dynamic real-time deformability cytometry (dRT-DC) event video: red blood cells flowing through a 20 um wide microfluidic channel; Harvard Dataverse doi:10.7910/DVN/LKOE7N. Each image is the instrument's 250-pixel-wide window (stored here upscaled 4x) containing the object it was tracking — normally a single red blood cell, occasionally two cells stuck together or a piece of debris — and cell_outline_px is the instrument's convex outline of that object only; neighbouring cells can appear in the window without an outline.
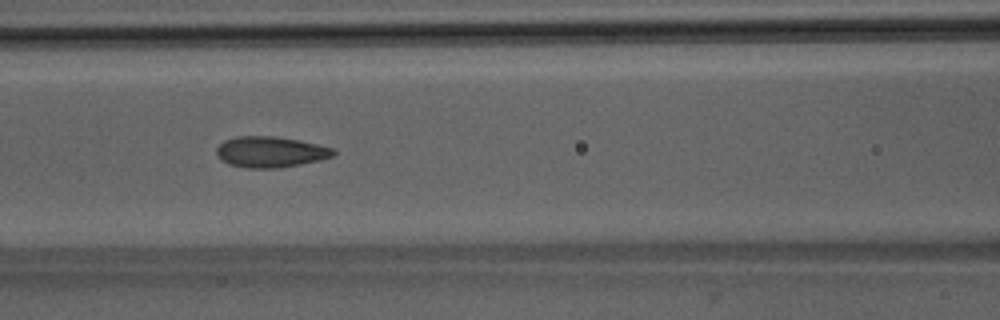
{"species": "Egyptian fruit bat (a non-hibernating species)", "species_latin": "Rousettus aegyptiacus", "temperature_condition": "room temperature", "stored_images_in_passage": 43, "camera_frame_rate_fps": 3000, "um_per_image_px": 0.085, "animal": {"sex": "male"}, "frame": {"image": 1, "passage_image": 14, "time_ms": 4.333, "image_size_px": [1000, 320], "cell_outline_px": [[336, 152], [332, 156], [320, 160], [280, 168], [248, 168], [228, 164], [220, 160], [216, 152], [216, 148], [224, 140], [236, 136], [276, 136], [300, 140], [332, 148]], "centroid_in_image_um": [22.95, 12.91], "position_along_channel_um": 143.6, "area_um2": 21.1}}
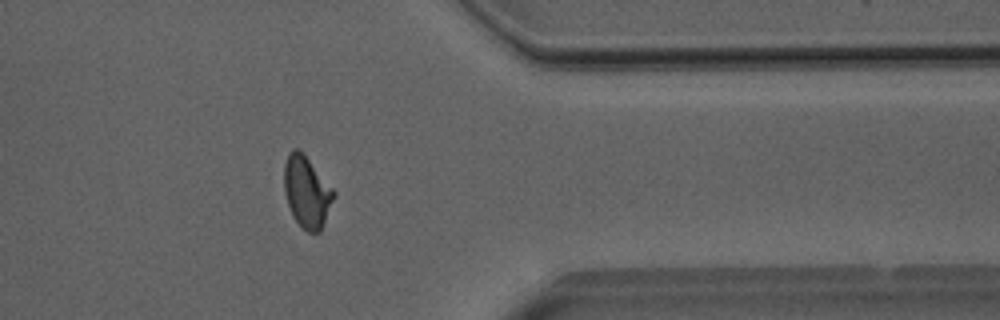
{"frame": {"image": 2, "passage_image": 33, "time_ms": 10.667, "image_size_px": [1000, 320], "cell_outline_px": [[336, 192], [320, 232], [308, 232], [292, 216], [284, 192], [284, 164], [288, 152], [292, 148], [296, 148], [308, 160]], "centroid_in_image_um": [26.05, 16.31], "position_along_channel_um": 385.4, "area_um2": 20.17}}
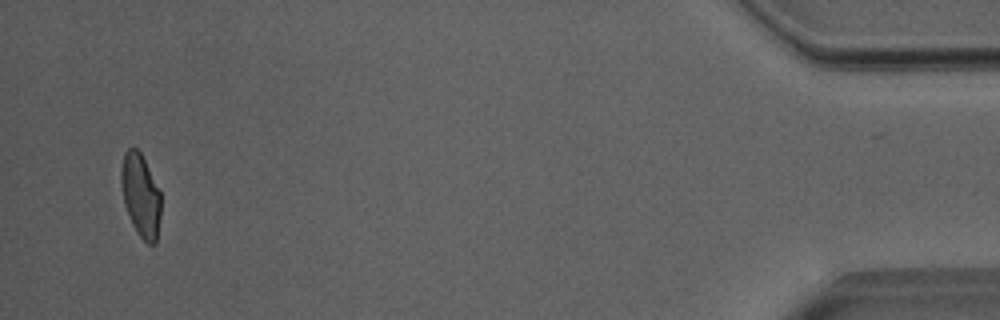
{"frame": {"image": 3, "passage_image": 41, "time_ms": 13.333, "image_size_px": [1000, 320], "cell_outline_px": [[160, 216], [156, 244], [148, 244], [136, 232], [132, 224], [124, 204], [120, 180], [120, 172], [124, 152], [128, 148], [136, 148], [140, 152], [160, 192]], "centroid_in_image_um": [11.94, 16.62], "position_along_channel_um": 423.3, "area_um2": 19.13}, "authors_computed_cell_mechanics": {"area_um2": 20.2878, "velocity_mm_per_s": 4.021, "shape_relaxation_time_tau1_ms": 6.8971, "shape_relaxation_time_tau2_ms": 1.06, "deformation_change_tau1": 0.1756, "deformation_change_tau2": 0.0758}}